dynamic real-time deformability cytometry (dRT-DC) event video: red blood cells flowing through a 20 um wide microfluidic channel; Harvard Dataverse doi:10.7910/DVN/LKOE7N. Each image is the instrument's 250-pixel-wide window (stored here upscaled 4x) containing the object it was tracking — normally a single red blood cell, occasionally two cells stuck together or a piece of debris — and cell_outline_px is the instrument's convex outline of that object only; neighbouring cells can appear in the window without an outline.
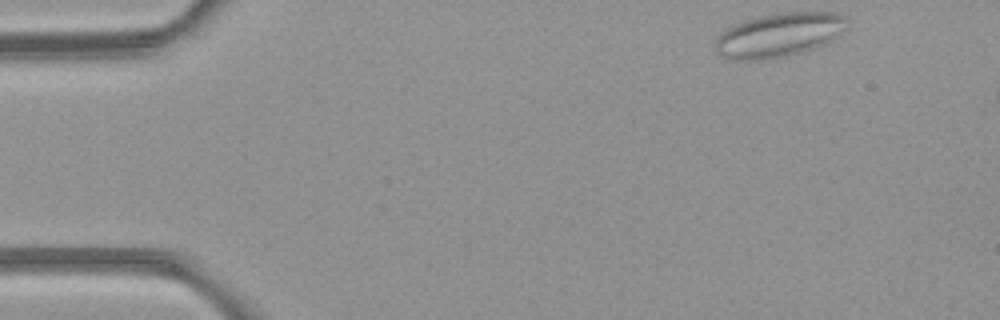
{"species": "common noctule bat (a hibernating species)", "species_latin": "Nyctalus noctula", "temperature_condition": "room temperature", "stored_images_in_passage": 3, "camera_frame_rate_fps": 3000, "um_per_image_px": 0.085, "animal": {"sex": "female", "body_mass_g": 21.9}, "frame": {"image": 1, "passage_image": 1, "time_ms": 0.0, "image_size_px": [1000, 320], "cell_outline_px": [[848, 20], [832, 40], [824, 44], [800, 52], [784, 56], [756, 60], [728, 60], [720, 56], [716, 52], [716, 40], [728, 28], [744, 20], [784, 12], [832, 12], [848, 16]], "centroid_in_image_um": [66.19, 2.98], "position_along_channel_um": 18.8, "area_um2": 33.12}}